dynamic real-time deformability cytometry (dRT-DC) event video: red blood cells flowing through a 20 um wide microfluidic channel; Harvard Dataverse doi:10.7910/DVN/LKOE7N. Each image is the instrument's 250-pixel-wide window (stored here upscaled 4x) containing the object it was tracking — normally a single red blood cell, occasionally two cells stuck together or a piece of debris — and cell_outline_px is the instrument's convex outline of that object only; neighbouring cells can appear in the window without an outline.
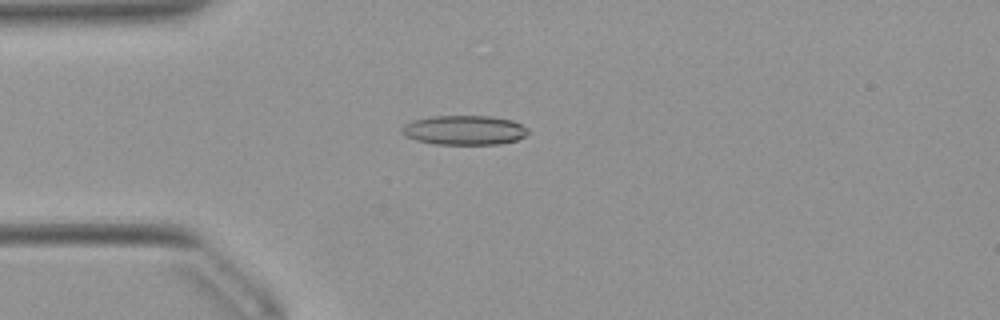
{"species": "Egyptian fruit bat (a non-hibernating species)", "species_latin": "Rousettus aegyptiacus", "temperature_condition": "warm", "stored_images_in_passage": 51, "camera_frame_rate_fps": 3000, "um_per_image_px": 0.085, "animal": {"sex": "female"}, "frame": {"image": 1, "passage_image": 13, "time_ms": 4.0, "image_size_px": [1000, 320], "cell_outline_px": [[528, 132], [524, 136], [516, 140], [500, 144], [432, 144], [416, 140], [404, 136], [400, 132], [400, 128], [404, 124], [412, 120], [432, 116], [492, 116], [512, 120], [528, 128]], "centroid_in_image_um": [39.42, 11.06], "position_along_channel_um": 45.6, "area_um2": 21.85}}
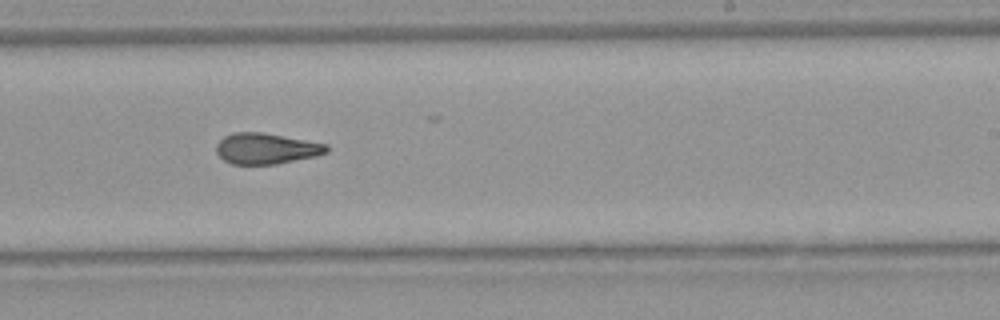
{"frame": {"image": 2, "passage_image": 31, "time_ms": 10.0, "image_size_px": [1000, 320], "cell_outline_px": [[328, 152], [316, 156], [276, 164], [232, 164], [224, 160], [216, 152], [216, 144], [224, 136], [232, 132], [260, 132], [328, 144]], "centroid_in_image_um": [22.61, 12.63], "position_along_channel_um": 266.4, "area_um2": 19.77}}
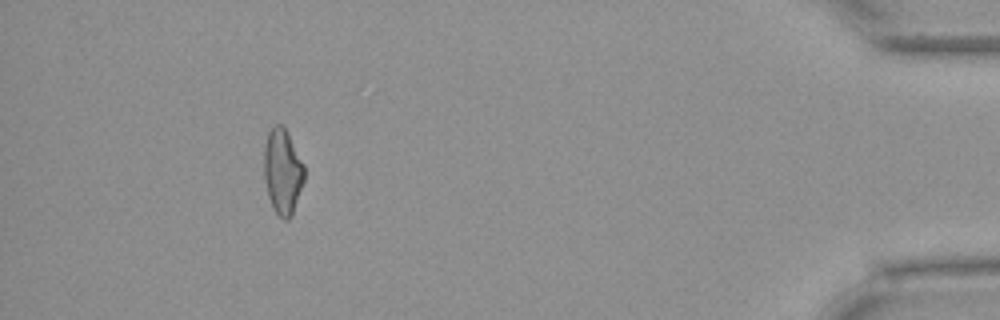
{"frame": {"image": 3, "passage_image": 47, "time_ms": 15.333, "image_size_px": [1000, 320], "cell_outline_px": [[304, 180], [292, 216], [288, 220], [284, 220], [272, 208], [268, 196], [264, 180], [264, 148], [268, 132], [276, 124], [280, 124], [288, 132], [304, 164]], "centroid_in_image_um": [24.02, 14.59], "position_along_channel_um": 411.2, "area_um2": 20.11}, "authors_computed_cell_mechanics": {"area_um2": 20.6346, "velocity_mm_per_s": 3.937, "shape_relaxation_time_tau1_ms": null, "shape_relaxation_time_tau2_ms": 3.3739, "deformation_change_tau1": null, "deformation_change_tau2": 0.1254}}